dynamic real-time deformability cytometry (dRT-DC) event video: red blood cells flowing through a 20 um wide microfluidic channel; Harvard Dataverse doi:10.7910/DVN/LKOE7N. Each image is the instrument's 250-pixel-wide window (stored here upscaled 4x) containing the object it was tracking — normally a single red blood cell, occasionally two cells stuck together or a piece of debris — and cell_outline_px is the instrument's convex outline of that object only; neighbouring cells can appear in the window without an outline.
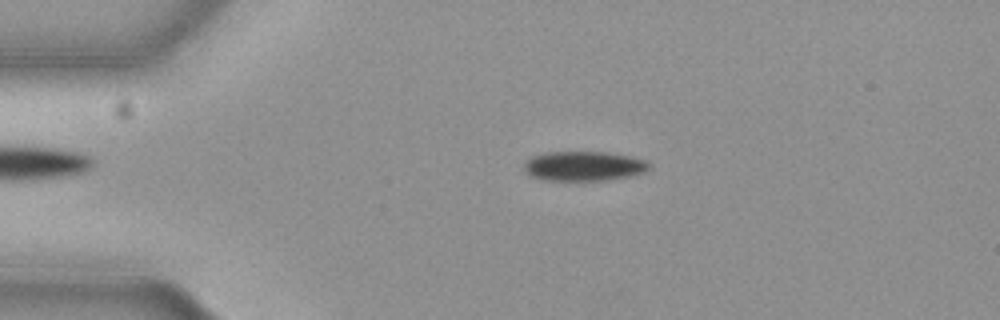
{"species": "common noctule bat (a hibernating species)", "species_latin": "Nyctalus noctula", "temperature_condition": "cold", "stored_images_in_passage": 55, "camera_frame_rate_fps": 3000, "um_per_image_px": 0.085, "animal": {"sex": "female", "body_mass_g": 19.3, "forearm_length_mm": 54.1}, "frame": {"image": 1, "passage_image": 11, "time_ms": 3.333, "image_size_px": [1000, 320], "cell_outline_px": [[648, 168], [644, 172], [628, 176], [608, 180], [544, 180], [528, 176], [524, 172], [524, 164], [532, 156], [548, 152], [604, 152], [628, 156], [644, 160], [648, 164]], "centroid_in_image_um": [49.55, 14.12], "position_along_channel_um": 35.5, "area_um2": 21.39}}
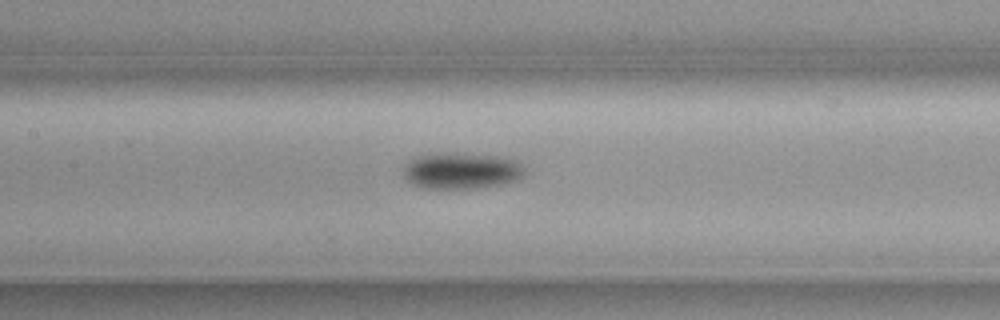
{"frame": {"image": 2, "passage_image": 25, "time_ms": 8.0, "image_size_px": [1000, 320], "cell_outline_px": [[528, 172], [524, 176], [516, 180], [504, 184], [472, 188], [424, 188], [408, 180], [404, 172], [404, 164], [408, 160], [416, 156], [456, 152], [464, 152], [504, 156], [516, 160]], "centroid_in_image_um": [39.3, 14.48], "position_along_channel_um": 168.1, "area_um2": 25.95}}
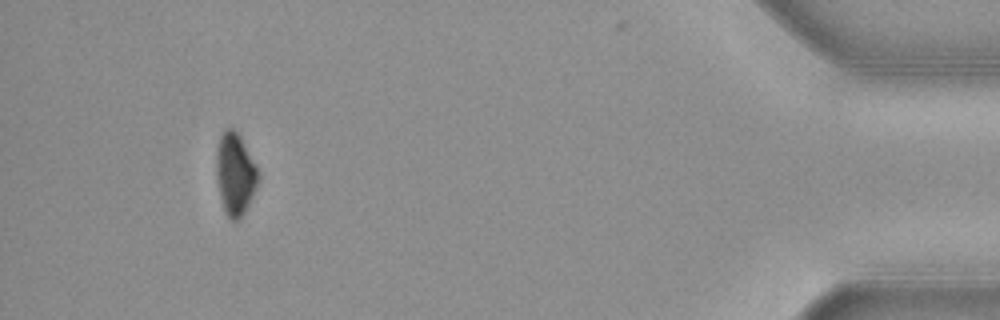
{"frame": {"image": 3, "passage_image": 51, "time_ms": 16.667, "image_size_px": [1000, 320], "cell_outline_px": [[256, 184], [248, 204], [240, 220], [228, 220], [224, 212], [216, 180], [216, 152], [220, 136], [224, 128], [232, 128], [240, 136], [256, 168]], "centroid_in_image_um": [19.92, 14.81], "position_along_channel_um": 415.3, "area_um2": 19.54}, "authors_computed_cell_mechanics": {"area_um2": 22.253, "velocity_mm_per_s": 3.6868, "shape_relaxation_time_tau1_ms": 4.5399, "shape_relaxation_time_tau2_ms": null, "deformation_change_tau1": 0.099, "deformation_change_tau2": null}}